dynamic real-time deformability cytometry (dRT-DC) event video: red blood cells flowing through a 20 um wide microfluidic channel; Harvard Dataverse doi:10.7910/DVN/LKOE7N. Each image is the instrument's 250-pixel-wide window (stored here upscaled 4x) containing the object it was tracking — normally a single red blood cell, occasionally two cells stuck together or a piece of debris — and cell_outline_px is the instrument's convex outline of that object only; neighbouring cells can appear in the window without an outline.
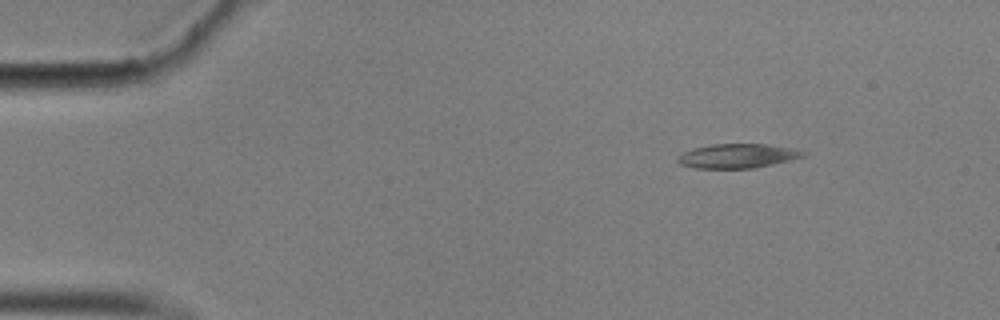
{"species": "common noctule bat (a hibernating species)", "species_latin": "Nyctalus noctula", "temperature_condition": "cold", "stored_images_in_passage": 51, "segment_of_instrument_passage": [1, 2], "camera_frame_rate_fps": 3000, "um_per_image_px": 0.085, "animal": {"sex": "male", "body_mass_g": 17.9}, "frame": {"image": 1, "passage_image": 1, "time_ms": 0.0, "image_size_px": [1000, 320], "cell_outline_px": [[808, 152], [804, 156], [792, 160], [752, 168], [692, 168], [680, 164], [676, 160], [676, 156], [692, 148], [712, 144], [768, 144], [792, 148]], "centroid_in_image_um": [62.67, 13.25], "position_along_channel_um": 22.3, "area_um2": 17.86}}
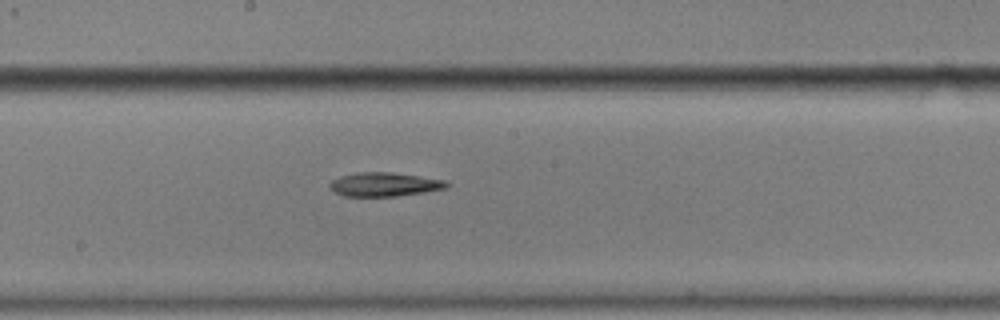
{"frame": {"image": 2, "passage_image": 24, "time_ms": 7.667, "image_size_px": [1000, 320], "cell_outline_px": [[448, 188], [424, 192], [396, 196], [344, 196], [336, 192], [328, 184], [332, 180], [340, 176], [356, 172], [392, 172], [420, 176], [444, 180], [448, 184]], "centroid_in_image_um": [32.67, 15.67], "position_along_channel_um": 215.5, "area_um2": 16.18}}
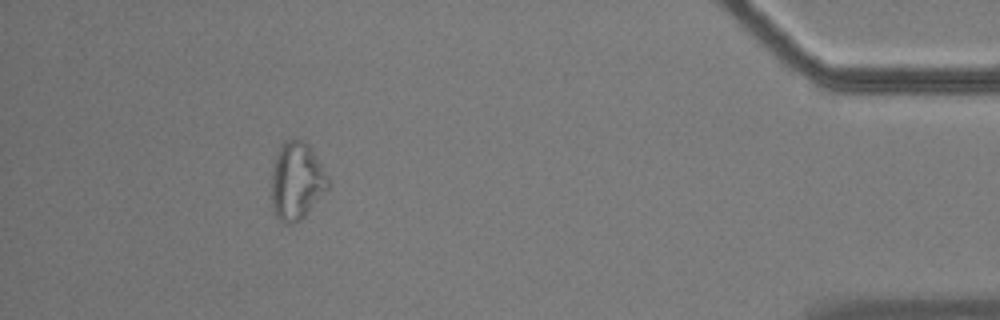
{"frame": {"image": 3, "passage_image": 45, "time_ms": 14.667, "image_size_px": [1000, 320], "cell_outline_px": [[332, 184], [304, 216], [300, 220], [292, 224], [284, 224], [272, 212], [272, 164], [276, 152], [280, 144], [284, 140], [296, 136], [304, 140], [312, 148], [328, 176]], "centroid_in_image_um": [25.21, 15.33], "position_along_channel_um": 410.0, "area_um2": 26.3}}